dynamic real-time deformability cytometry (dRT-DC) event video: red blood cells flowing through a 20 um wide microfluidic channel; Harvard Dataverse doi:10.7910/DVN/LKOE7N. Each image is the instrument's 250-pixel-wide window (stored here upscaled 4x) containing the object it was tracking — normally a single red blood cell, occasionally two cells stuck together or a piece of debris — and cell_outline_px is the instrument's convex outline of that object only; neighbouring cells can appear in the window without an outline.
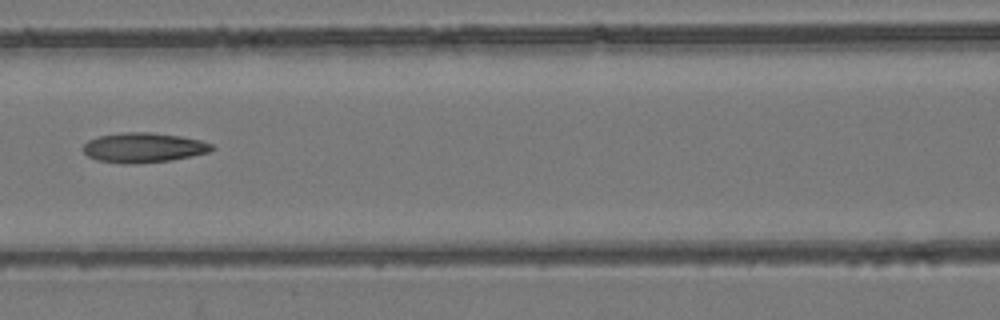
{"species": "common noctule bat (a hibernating species)", "species_latin": "Nyctalus noctula", "temperature_condition": "room temperature", "stored_images_in_passage": 7, "camera_frame_rate_fps": 3000, "um_per_image_px": 0.085, "animal": {"sex": "female", "body_mass_g": 24.6, "forearm_length_mm": 56.2}, "frame": {"image": 1, "passage_image": 7, "time_ms": 2.0, "image_size_px": [1000, 320], "cell_outline_px": [[216, 148], [208, 152], [192, 156], [172, 160], [136, 164], [120, 164], [96, 160], [88, 156], [84, 152], [84, 144], [88, 140], [100, 136], [120, 132], [152, 132], [180, 136], [200, 140], [212, 144]], "centroid_in_image_um": [12.2, 12.55], "position_along_channel_um": 154.4, "area_um2": 22.54}}